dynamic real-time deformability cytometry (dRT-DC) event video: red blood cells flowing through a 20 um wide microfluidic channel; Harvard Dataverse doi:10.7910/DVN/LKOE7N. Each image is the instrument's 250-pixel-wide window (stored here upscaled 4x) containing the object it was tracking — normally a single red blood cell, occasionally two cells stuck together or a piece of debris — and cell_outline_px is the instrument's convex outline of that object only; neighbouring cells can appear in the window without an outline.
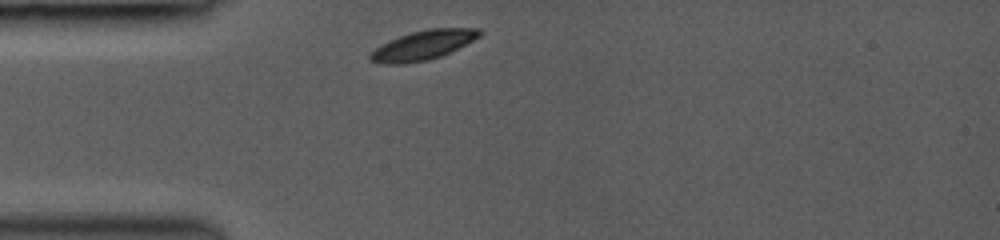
{"species": "common noctule bat (a hibernating species)", "species_latin": "Nyctalus noctula", "temperature_condition": "room temperature", "stored_images_in_passage": 40, "camera_frame_rate_fps": 3000, "um_per_image_px": 0.085, "animal": {"sex": "female", "body_mass_g": 19.0, "forearm_length_mm": 53.3}, "frame": {"image": 1, "passage_image": 1, "time_ms": 0.0, "image_size_px": [1000, 240], "cell_outline_px": [[484, 32], [480, 36], [440, 56], [428, 60], [404, 64], [380, 64], [368, 60], [368, 56], [376, 48], [388, 40], [412, 32], [428, 28], [480, 28]], "centroid_in_image_um": [35.92, 3.84], "position_along_channel_um": 49.1, "area_um2": 18.61}}
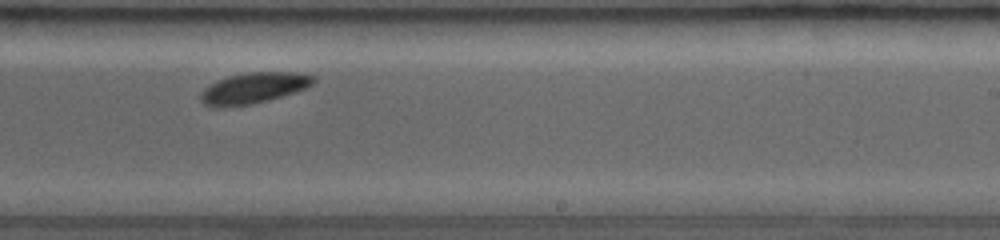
{"frame": {"image": 2, "passage_image": 25, "time_ms": 5.667, "image_size_px": [1000, 240], "cell_outline_px": [[316, 80], [312, 84], [304, 88], [268, 100], [252, 104], [216, 108], [204, 104], [200, 100], [200, 92], [204, 88], [216, 80], [228, 76], [248, 72], [308, 72], [316, 76]], "centroid_in_image_um": [21.55, 7.47], "position_along_channel_um": 267.5, "area_um2": 20.46}}
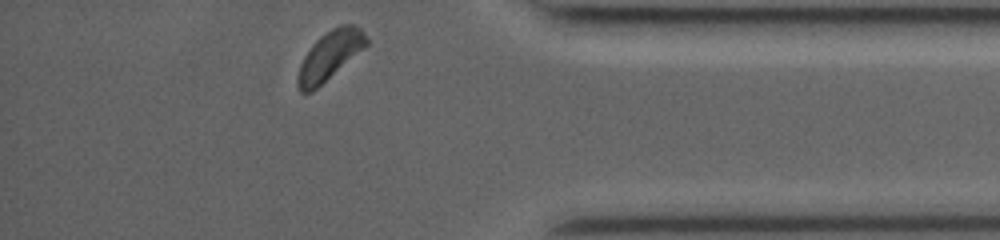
{"frame": {"image": 3, "passage_image": 40, "time_ms": 9.333, "image_size_px": [1000, 240], "cell_outline_px": [[368, 44], [364, 48], [312, 92], [300, 92], [296, 84], [296, 80], [300, 64], [304, 56], [312, 44], [320, 36], [332, 28], [340, 24], [352, 24], [360, 28], [368, 40]], "centroid_in_image_um": [28.0, 4.72], "position_along_channel_um": 407.2, "area_um2": 19.31}, "authors_computed_cell_mechanics": {"area_um2": 19.8543, "velocity_mm_per_s": 4.0865, "shape_relaxation_time_tau1_ms": 1.1044, "shape_relaxation_time_tau2_ms": 2.2896, "deformation_change_tau1": 0.0591, "deformation_change_tau2": 0.0473}}